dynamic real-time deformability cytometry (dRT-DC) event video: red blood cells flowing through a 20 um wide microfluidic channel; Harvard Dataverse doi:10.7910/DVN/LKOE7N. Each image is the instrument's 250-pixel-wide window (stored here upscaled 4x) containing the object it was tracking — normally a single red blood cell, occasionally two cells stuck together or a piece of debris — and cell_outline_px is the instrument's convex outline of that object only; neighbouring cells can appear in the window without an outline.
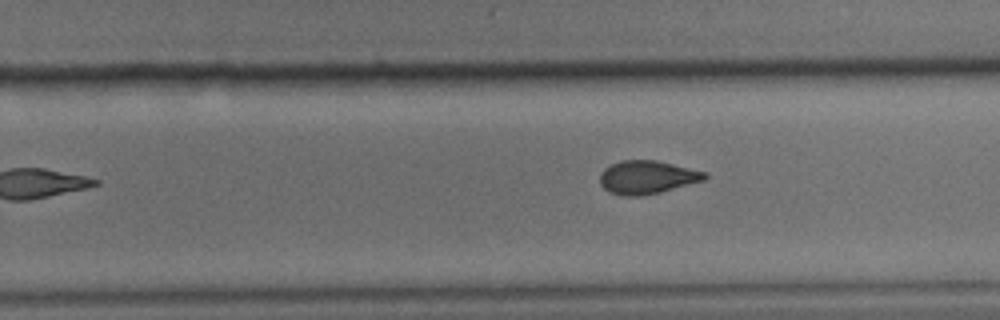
{"species": "common noctule bat (a hibernating species)", "species_latin": "Nyctalus noctula", "temperature_condition": "cold", "stored_images_in_passage": 9, "camera_frame_rate_fps": 3000, "um_per_image_px": 0.085, "animal": {"sex": "male", "body_mass_g": 15.6}, "frame": {"image": 1, "passage_image": 9, "time_ms": 2.667, "image_size_px": [1000, 320], "cell_outline_px": [[708, 176], [704, 180], [660, 192], [640, 196], [620, 196], [608, 192], [600, 184], [600, 172], [604, 168], [620, 160], [656, 160], [708, 172]], "centroid_in_image_um": [54.98, 15.06], "position_along_channel_um": 274.8, "area_um2": 20.46}}